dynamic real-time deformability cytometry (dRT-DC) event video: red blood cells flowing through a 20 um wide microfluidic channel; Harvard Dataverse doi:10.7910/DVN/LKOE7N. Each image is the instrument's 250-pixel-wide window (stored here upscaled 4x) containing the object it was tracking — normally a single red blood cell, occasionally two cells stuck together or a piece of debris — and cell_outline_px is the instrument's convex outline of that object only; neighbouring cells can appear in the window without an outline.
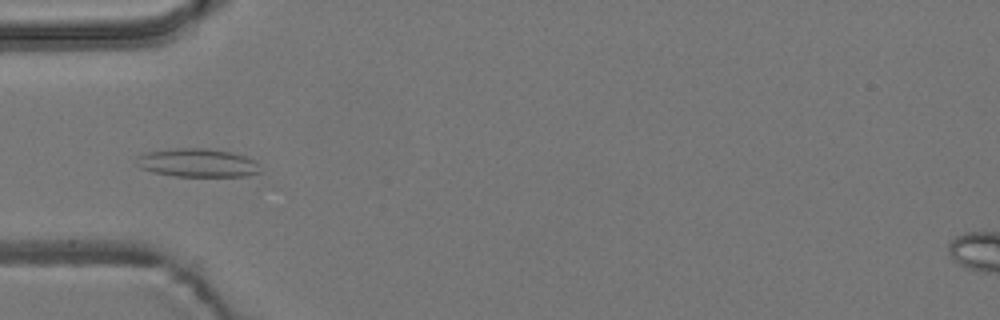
{"species": "common noctule bat (a hibernating species)", "species_latin": "Nyctalus noctula", "temperature_condition": "room temperature", "stored_images_in_passage": 13, "camera_frame_rate_fps": 3000, "um_per_image_px": 0.085, "animal": {"sex": "male", "body_mass_g": 19.2, "forearm_length_mm": 51.8}, "frame": {"image": 1, "passage_image": 9, "time_ms": 2.667, "image_size_px": [1000, 320], "cell_outline_px": [[264, 172], [248, 176], [176, 176], [152, 172], [140, 168], [136, 164], [136, 156], [144, 152], [176, 148], [208, 148], [232, 152], [248, 156], [256, 160]], "centroid_in_image_um": [16.83, 13.83], "position_along_channel_um": 68.2, "area_um2": 21.04}}